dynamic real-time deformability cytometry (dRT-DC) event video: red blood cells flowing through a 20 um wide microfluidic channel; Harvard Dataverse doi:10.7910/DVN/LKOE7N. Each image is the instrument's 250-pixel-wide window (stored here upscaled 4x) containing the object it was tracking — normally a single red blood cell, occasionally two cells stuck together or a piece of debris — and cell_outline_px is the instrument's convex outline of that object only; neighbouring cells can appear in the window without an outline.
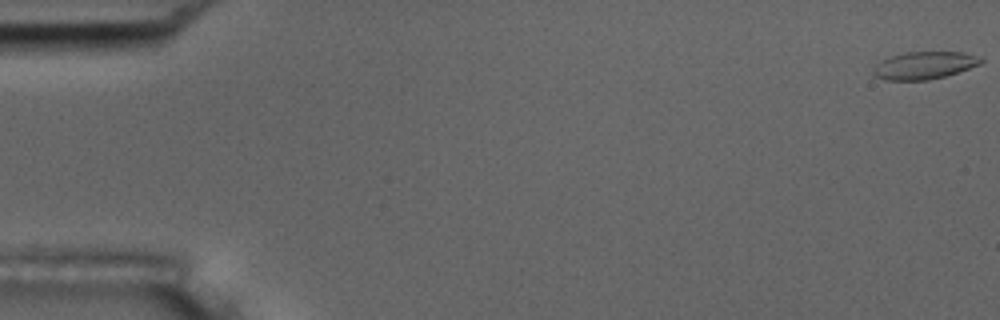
{"species": "common noctule bat (a hibernating species)", "species_latin": "Nyctalus noctula", "temperature_condition": "room temperature", "stored_images_in_passage": 57, "camera_frame_rate_fps": 3000, "um_per_image_px": 0.085, "animal": {"sex": "male", "body_mass_g": 17.5, "forearm_length_mm": 52.3}, "frame": {"image": 1, "passage_image": 1, "time_ms": 0.0, "image_size_px": [1000, 320], "cell_outline_px": [[984, 60], [980, 64], [944, 76], [928, 80], [884, 80], [876, 76], [872, 72], [872, 68], [880, 60], [892, 56], [908, 52], [964, 52]], "centroid_in_image_um": [78.5, 5.56], "position_along_channel_um": 6.5, "area_um2": 16.99}}
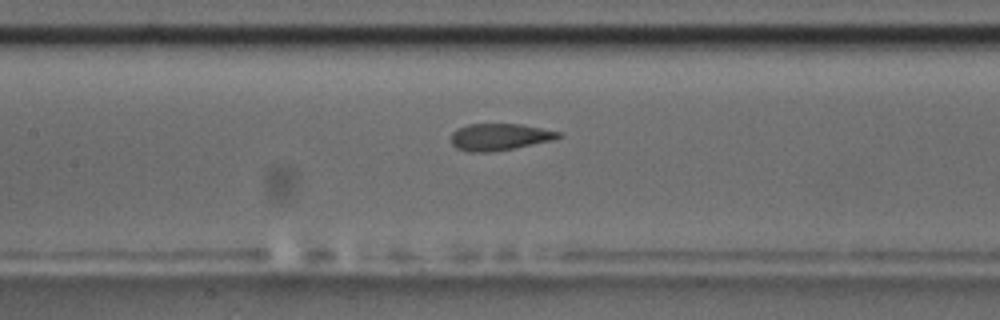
{"frame": {"image": 2, "passage_image": 27, "time_ms": 8.667, "image_size_px": [1000, 320], "cell_outline_px": [[564, 136], [552, 140], [492, 152], [468, 152], [456, 148], [452, 144], [452, 132], [456, 128], [468, 124], [520, 124], [564, 132]], "centroid_in_image_um": [42.47, 11.63], "position_along_channel_um": 164.9, "area_um2": 16.88}}
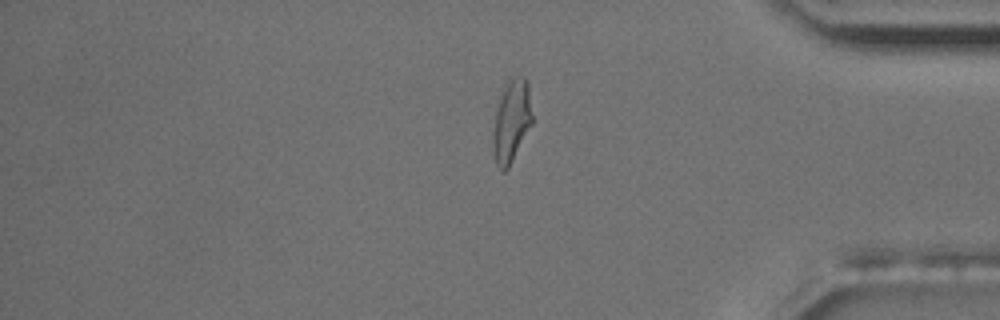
{"frame": {"image": 3, "passage_image": 48, "time_ms": 15.667, "image_size_px": [1000, 320], "cell_outline_px": [[532, 124], [508, 168], [504, 172], [500, 172], [496, 164], [492, 152], [492, 132], [500, 88], [504, 80], [508, 76], [524, 76], [528, 84], [532, 116]], "centroid_in_image_um": [43.43, 10.24], "position_along_channel_um": 391.8, "area_um2": 19.59}, "authors_computed_cell_mechanics": {"area_um2": 17.629, "velocity_mm_per_s": 3.5683, "shape_relaxation_time_tau1_ms": 6.1389, "shape_relaxation_time_tau2_ms": 1.1839, "deformation_change_tau1": 0.2053, "deformation_change_tau2": 0.0753}}